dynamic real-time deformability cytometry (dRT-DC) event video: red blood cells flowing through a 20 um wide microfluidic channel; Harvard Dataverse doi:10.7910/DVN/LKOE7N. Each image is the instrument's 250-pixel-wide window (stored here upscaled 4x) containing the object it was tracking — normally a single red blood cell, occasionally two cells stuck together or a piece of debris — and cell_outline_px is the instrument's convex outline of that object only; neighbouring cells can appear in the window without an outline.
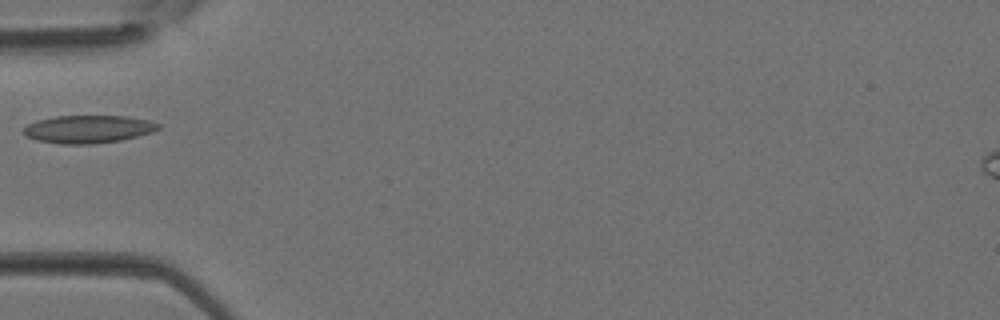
{"species": "Egyptian fruit bat (a non-hibernating species)", "species_latin": "Rousettus aegyptiacus", "temperature_condition": "room temperature", "stored_images_in_passage": 1, "camera_frame_rate_fps": 3000, "um_per_image_px": 0.085, "animal": {"sex": "female"}, "frame": {"image": 1, "passage_image": 1, "time_ms": 0.0, "image_size_px": [1000, 320], "cell_outline_px": [[160, 128], [152, 132], [120, 140], [92, 144], [60, 144], [36, 140], [24, 136], [24, 128], [28, 124], [36, 120], [56, 116], [124, 116], [148, 120], [160, 124]], "centroid_in_image_um": [7.46, 10.98], "position_along_channel_um": 77.5, "area_um2": 21.79}}